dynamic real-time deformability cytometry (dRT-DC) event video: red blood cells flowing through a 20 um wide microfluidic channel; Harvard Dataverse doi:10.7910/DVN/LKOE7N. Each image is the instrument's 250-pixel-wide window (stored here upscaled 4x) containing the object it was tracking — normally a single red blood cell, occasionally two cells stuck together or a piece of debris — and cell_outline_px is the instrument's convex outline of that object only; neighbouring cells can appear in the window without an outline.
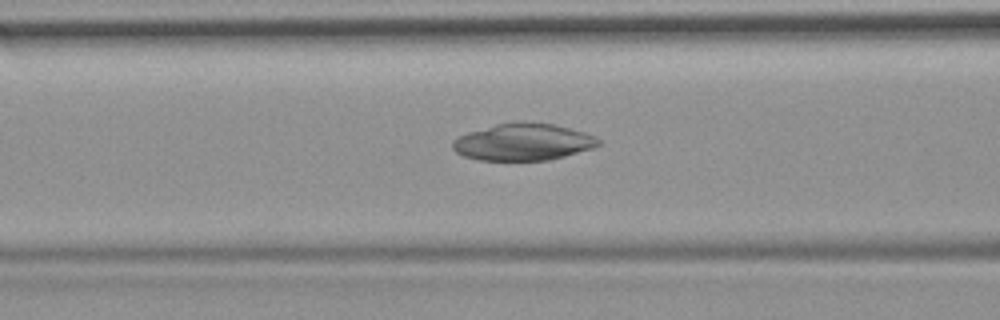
{"species": "common noctule bat (a hibernating species)", "species_latin": "Nyctalus noctula", "temperature_condition": "room temperature", "stored_images_in_passage": 50, "camera_frame_rate_fps": 3000, "um_per_image_px": 0.085, "animal": {"sex": "female", "body_mass_g": 19.9}, "frame": {"image": 1, "passage_image": 18, "time_ms": 5.667, "image_size_px": [1000, 320], "cell_outline_px": [[600, 144], [592, 148], [564, 156], [548, 160], [480, 160], [464, 156], [456, 152], [452, 148], [452, 140], [468, 132], [496, 124], [524, 120], [552, 124], [584, 132], [596, 136], [600, 140]], "centroid_in_image_um": [44.46, 12.06], "position_along_channel_um": 122.1, "area_um2": 31.39}}
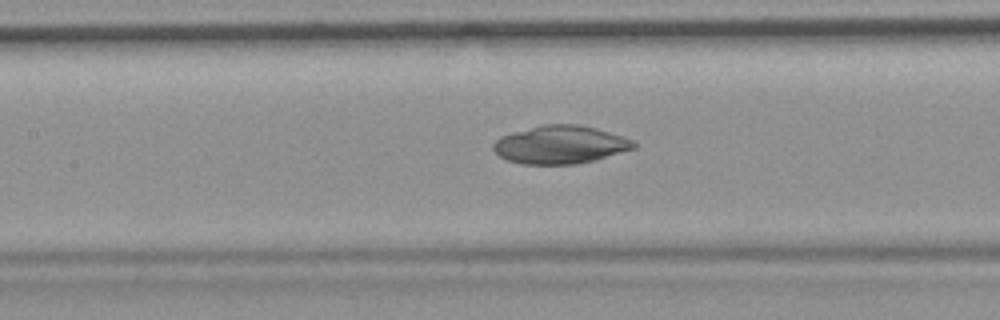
{"frame": {"image": 2, "passage_image": 21, "time_ms": 6.667, "image_size_px": [1000, 320], "cell_outline_px": [[636, 148], [596, 160], [576, 164], [524, 164], [508, 160], [500, 156], [492, 148], [492, 144], [500, 136], [544, 124], [580, 124], [596, 128], [632, 140], [636, 144]], "centroid_in_image_um": [47.63, 12.3], "position_along_channel_um": 159.8, "area_um2": 30.98}}
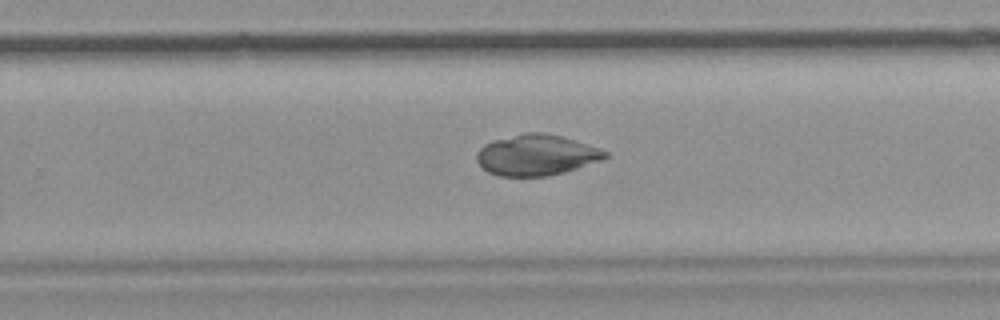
{"frame": {"image": 3, "passage_image": 31, "time_ms": 10.0, "image_size_px": [1000, 320], "cell_outline_px": [[608, 156], [600, 160], [564, 172], [548, 176], [496, 176], [488, 172], [476, 160], [476, 152], [484, 144], [492, 140], [524, 132], [544, 132], [560, 136], [600, 148], [608, 152]], "centroid_in_image_um": [45.55, 13.17], "position_along_channel_um": 284.2, "area_um2": 30.52}}